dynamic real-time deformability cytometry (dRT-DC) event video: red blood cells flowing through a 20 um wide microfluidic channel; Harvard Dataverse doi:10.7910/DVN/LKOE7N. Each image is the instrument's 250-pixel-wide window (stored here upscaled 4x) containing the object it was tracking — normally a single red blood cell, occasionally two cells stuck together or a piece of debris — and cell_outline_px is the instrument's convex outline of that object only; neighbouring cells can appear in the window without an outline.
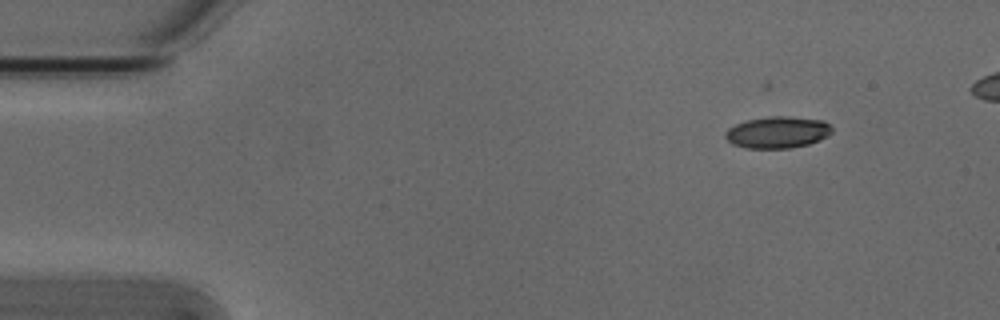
{"species": "Egyptian fruit bat (a non-hibernating species)", "species_latin": "Rousettus aegyptiacus", "temperature_condition": "cold", "stored_images_in_passage": 5, "camera_frame_rate_fps": 3000, "um_per_image_px": 0.085, "animal": {"sex": "male"}, "frame": {"image": 1, "passage_image": 1, "time_ms": 0.0, "image_size_px": [1000, 320], "cell_outline_px": [[832, 132], [828, 136], [808, 144], [788, 148], [744, 148], [732, 144], [724, 136], [724, 132], [728, 128], [736, 124], [748, 120], [768, 116], [788, 116], [824, 120], [832, 128]], "centroid_in_image_um": [66.07, 11.24], "position_along_channel_um": 18.9, "area_um2": 19.71}}